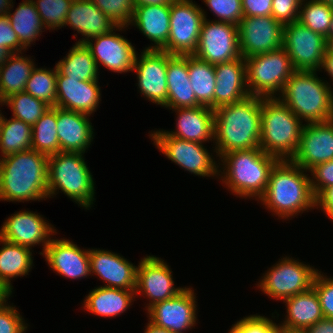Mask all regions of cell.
<instances>
[{
    "label": "cell",
    "mask_w": 333,
    "mask_h": 333,
    "mask_svg": "<svg viewBox=\"0 0 333 333\" xmlns=\"http://www.w3.org/2000/svg\"><path fill=\"white\" fill-rule=\"evenodd\" d=\"M49 156L33 149L0 159V201L31 202L48 198Z\"/></svg>",
    "instance_id": "3957f363"
},
{
    "label": "cell",
    "mask_w": 333,
    "mask_h": 333,
    "mask_svg": "<svg viewBox=\"0 0 333 333\" xmlns=\"http://www.w3.org/2000/svg\"><path fill=\"white\" fill-rule=\"evenodd\" d=\"M95 184L84 154L59 152L49 156L47 181L49 199L63 192L82 209L90 210L96 202Z\"/></svg>",
    "instance_id": "8992f818"
},
{
    "label": "cell",
    "mask_w": 333,
    "mask_h": 333,
    "mask_svg": "<svg viewBox=\"0 0 333 333\" xmlns=\"http://www.w3.org/2000/svg\"><path fill=\"white\" fill-rule=\"evenodd\" d=\"M324 1L326 3H328L329 5L333 6V0H321Z\"/></svg>",
    "instance_id": "003e7915"
},
{
    "label": "cell",
    "mask_w": 333,
    "mask_h": 333,
    "mask_svg": "<svg viewBox=\"0 0 333 333\" xmlns=\"http://www.w3.org/2000/svg\"><path fill=\"white\" fill-rule=\"evenodd\" d=\"M283 48L295 70L320 73L327 51V39L296 21L283 26Z\"/></svg>",
    "instance_id": "7c38bea8"
},
{
    "label": "cell",
    "mask_w": 333,
    "mask_h": 333,
    "mask_svg": "<svg viewBox=\"0 0 333 333\" xmlns=\"http://www.w3.org/2000/svg\"><path fill=\"white\" fill-rule=\"evenodd\" d=\"M32 126L11 116L3 115L0 125V159L32 149Z\"/></svg>",
    "instance_id": "8d00e7d4"
},
{
    "label": "cell",
    "mask_w": 333,
    "mask_h": 333,
    "mask_svg": "<svg viewBox=\"0 0 333 333\" xmlns=\"http://www.w3.org/2000/svg\"><path fill=\"white\" fill-rule=\"evenodd\" d=\"M0 246H2L0 247V289L11 296L14 291L11 281L29 275L34 266L33 250L8 242L1 237Z\"/></svg>",
    "instance_id": "1f68e13d"
},
{
    "label": "cell",
    "mask_w": 333,
    "mask_h": 333,
    "mask_svg": "<svg viewBox=\"0 0 333 333\" xmlns=\"http://www.w3.org/2000/svg\"><path fill=\"white\" fill-rule=\"evenodd\" d=\"M205 9L193 0H174L170 8V31L161 49L171 55H193L198 47Z\"/></svg>",
    "instance_id": "8fae6325"
},
{
    "label": "cell",
    "mask_w": 333,
    "mask_h": 333,
    "mask_svg": "<svg viewBox=\"0 0 333 333\" xmlns=\"http://www.w3.org/2000/svg\"><path fill=\"white\" fill-rule=\"evenodd\" d=\"M244 60L249 93L263 98L278 97L287 80L296 71L283 47Z\"/></svg>",
    "instance_id": "ba28073f"
},
{
    "label": "cell",
    "mask_w": 333,
    "mask_h": 333,
    "mask_svg": "<svg viewBox=\"0 0 333 333\" xmlns=\"http://www.w3.org/2000/svg\"><path fill=\"white\" fill-rule=\"evenodd\" d=\"M57 69L36 67L33 69L25 87V92L45 102L50 107L56 104Z\"/></svg>",
    "instance_id": "60d3db41"
},
{
    "label": "cell",
    "mask_w": 333,
    "mask_h": 333,
    "mask_svg": "<svg viewBox=\"0 0 333 333\" xmlns=\"http://www.w3.org/2000/svg\"><path fill=\"white\" fill-rule=\"evenodd\" d=\"M327 51L333 55V37L327 38Z\"/></svg>",
    "instance_id": "94428289"
},
{
    "label": "cell",
    "mask_w": 333,
    "mask_h": 333,
    "mask_svg": "<svg viewBox=\"0 0 333 333\" xmlns=\"http://www.w3.org/2000/svg\"><path fill=\"white\" fill-rule=\"evenodd\" d=\"M281 333H305L304 331H292L281 329Z\"/></svg>",
    "instance_id": "e7e4bbea"
},
{
    "label": "cell",
    "mask_w": 333,
    "mask_h": 333,
    "mask_svg": "<svg viewBox=\"0 0 333 333\" xmlns=\"http://www.w3.org/2000/svg\"><path fill=\"white\" fill-rule=\"evenodd\" d=\"M286 315L278 327L284 330L304 331L324 318L316 291L310 290L283 300Z\"/></svg>",
    "instance_id": "f546056e"
},
{
    "label": "cell",
    "mask_w": 333,
    "mask_h": 333,
    "mask_svg": "<svg viewBox=\"0 0 333 333\" xmlns=\"http://www.w3.org/2000/svg\"><path fill=\"white\" fill-rule=\"evenodd\" d=\"M201 106L191 88L188 55L167 52V103L164 108L177 109Z\"/></svg>",
    "instance_id": "f1b7e54d"
},
{
    "label": "cell",
    "mask_w": 333,
    "mask_h": 333,
    "mask_svg": "<svg viewBox=\"0 0 333 333\" xmlns=\"http://www.w3.org/2000/svg\"><path fill=\"white\" fill-rule=\"evenodd\" d=\"M171 4L135 6L130 27L134 26L150 40L144 49L161 50L168 41Z\"/></svg>",
    "instance_id": "83f0119b"
},
{
    "label": "cell",
    "mask_w": 333,
    "mask_h": 333,
    "mask_svg": "<svg viewBox=\"0 0 333 333\" xmlns=\"http://www.w3.org/2000/svg\"><path fill=\"white\" fill-rule=\"evenodd\" d=\"M0 46L11 53L26 52V49L19 43L18 36L12 29L7 15L0 17Z\"/></svg>",
    "instance_id": "f907efd6"
},
{
    "label": "cell",
    "mask_w": 333,
    "mask_h": 333,
    "mask_svg": "<svg viewBox=\"0 0 333 333\" xmlns=\"http://www.w3.org/2000/svg\"><path fill=\"white\" fill-rule=\"evenodd\" d=\"M172 273L167 262L155 255H146L138 262L135 295L149 301L145 311L155 303L175 297L185 288L175 286Z\"/></svg>",
    "instance_id": "9a60e30c"
},
{
    "label": "cell",
    "mask_w": 333,
    "mask_h": 333,
    "mask_svg": "<svg viewBox=\"0 0 333 333\" xmlns=\"http://www.w3.org/2000/svg\"><path fill=\"white\" fill-rule=\"evenodd\" d=\"M13 0H0V17L6 16L11 9Z\"/></svg>",
    "instance_id": "6f0895ef"
},
{
    "label": "cell",
    "mask_w": 333,
    "mask_h": 333,
    "mask_svg": "<svg viewBox=\"0 0 333 333\" xmlns=\"http://www.w3.org/2000/svg\"><path fill=\"white\" fill-rule=\"evenodd\" d=\"M11 54L12 53L10 51L0 46V67L5 64Z\"/></svg>",
    "instance_id": "91938a15"
},
{
    "label": "cell",
    "mask_w": 333,
    "mask_h": 333,
    "mask_svg": "<svg viewBox=\"0 0 333 333\" xmlns=\"http://www.w3.org/2000/svg\"><path fill=\"white\" fill-rule=\"evenodd\" d=\"M333 160V119L305 124L299 148L291 161L311 171L315 166Z\"/></svg>",
    "instance_id": "ffe728a7"
},
{
    "label": "cell",
    "mask_w": 333,
    "mask_h": 333,
    "mask_svg": "<svg viewBox=\"0 0 333 333\" xmlns=\"http://www.w3.org/2000/svg\"><path fill=\"white\" fill-rule=\"evenodd\" d=\"M46 31L64 28V22L73 0H31Z\"/></svg>",
    "instance_id": "b9f144b4"
},
{
    "label": "cell",
    "mask_w": 333,
    "mask_h": 333,
    "mask_svg": "<svg viewBox=\"0 0 333 333\" xmlns=\"http://www.w3.org/2000/svg\"><path fill=\"white\" fill-rule=\"evenodd\" d=\"M32 149L47 156L61 152L57 135L56 107L49 110L32 126Z\"/></svg>",
    "instance_id": "74e56055"
},
{
    "label": "cell",
    "mask_w": 333,
    "mask_h": 333,
    "mask_svg": "<svg viewBox=\"0 0 333 333\" xmlns=\"http://www.w3.org/2000/svg\"><path fill=\"white\" fill-rule=\"evenodd\" d=\"M99 84L98 80L80 81V79L62 76L57 72L55 107L93 115L102 101Z\"/></svg>",
    "instance_id": "603a6c76"
},
{
    "label": "cell",
    "mask_w": 333,
    "mask_h": 333,
    "mask_svg": "<svg viewBox=\"0 0 333 333\" xmlns=\"http://www.w3.org/2000/svg\"><path fill=\"white\" fill-rule=\"evenodd\" d=\"M317 72L296 70L277 97L304 124L333 119V88Z\"/></svg>",
    "instance_id": "5b68a950"
},
{
    "label": "cell",
    "mask_w": 333,
    "mask_h": 333,
    "mask_svg": "<svg viewBox=\"0 0 333 333\" xmlns=\"http://www.w3.org/2000/svg\"><path fill=\"white\" fill-rule=\"evenodd\" d=\"M261 96L249 95L214 110L216 159L235 150L258 148L261 135ZM218 157V158H217Z\"/></svg>",
    "instance_id": "6da1fadb"
},
{
    "label": "cell",
    "mask_w": 333,
    "mask_h": 333,
    "mask_svg": "<svg viewBox=\"0 0 333 333\" xmlns=\"http://www.w3.org/2000/svg\"><path fill=\"white\" fill-rule=\"evenodd\" d=\"M55 67L60 75L68 78L80 81L99 80L100 71L85 43H75Z\"/></svg>",
    "instance_id": "e575fe53"
},
{
    "label": "cell",
    "mask_w": 333,
    "mask_h": 333,
    "mask_svg": "<svg viewBox=\"0 0 333 333\" xmlns=\"http://www.w3.org/2000/svg\"><path fill=\"white\" fill-rule=\"evenodd\" d=\"M71 27L83 37L75 43H86L96 36L108 34L117 25L90 0H73L64 27Z\"/></svg>",
    "instance_id": "d4e9b609"
},
{
    "label": "cell",
    "mask_w": 333,
    "mask_h": 333,
    "mask_svg": "<svg viewBox=\"0 0 333 333\" xmlns=\"http://www.w3.org/2000/svg\"><path fill=\"white\" fill-rule=\"evenodd\" d=\"M302 0H273L272 16L283 25L298 21Z\"/></svg>",
    "instance_id": "c3c4849f"
},
{
    "label": "cell",
    "mask_w": 333,
    "mask_h": 333,
    "mask_svg": "<svg viewBox=\"0 0 333 333\" xmlns=\"http://www.w3.org/2000/svg\"><path fill=\"white\" fill-rule=\"evenodd\" d=\"M14 3L7 16L19 43L27 50L45 31V26L31 0H23L13 12ZM13 12V13H11ZM44 30V31H42Z\"/></svg>",
    "instance_id": "836d02e7"
},
{
    "label": "cell",
    "mask_w": 333,
    "mask_h": 333,
    "mask_svg": "<svg viewBox=\"0 0 333 333\" xmlns=\"http://www.w3.org/2000/svg\"><path fill=\"white\" fill-rule=\"evenodd\" d=\"M135 299V290L98 286L90 290L81 307L95 316L114 318L130 309Z\"/></svg>",
    "instance_id": "4dcf8cb0"
},
{
    "label": "cell",
    "mask_w": 333,
    "mask_h": 333,
    "mask_svg": "<svg viewBox=\"0 0 333 333\" xmlns=\"http://www.w3.org/2000/svg\"><path fill=\"white\" fill-rule=\"evenodd\" d=\"M88 249H81L67 238H52L42 254L49 268L71 280L91 276Z\"/></svg>",
    "instance_id": "7402d4cb"
},
{
    "label": "cell",
    "mask_w": 333,
    "mask_h": 333,
    "mask_svg": "<svg viewBox=\"0 0 333 333\" xmlns=\"http://www.w3.org/2000/svg\"><path fill=\"white\" fill-rule=\"evenodd\" d=\"M210 12L221 21L239 25L243 16L242 0H203Z\"/></svg>",
    "instance_id": "f6af8a7d"
},
{
    "label": "cell",
    "mask_w": 333,
    "mask_h": 333,
    "mask_svg": "<svg viewBox=\"0 0 333 333\" xmlns=\"http://www.w3.org/2000/svg\"><path fill=\"white\" fill-rule=\"evenodd\" d=\"M1 106H4V101H2V100H0V108H1ZM3 113H2V111L0 110V125H1V122H2V118H3Z\"/></svg>",
    "instance_id": "03108f58"
},
{
    "label": "cell",
    "mask_w": 333,
    "mask_h": 333,
    "mask_svg": "<svg viewBox=\"0 0 333 333\" xmlns=\"http://www.w3.org/2000/svg\"><path fill=\"white\" fill-rule=\"evenodd\" d=\"M294 257L285 256L268 268L257 282V288L268 298L283 301L310 290L319 271L315 266L304 264Z\"/></svg>",
    "instance_id": "30bf717a"
},
{
    "label": "cell",
    "mask_w": 333,
    "mask_h": 333,
    "mask_svg": "<svg viewBox=\"0 0 333 333\" xmlns=\"http://www.w3.org/2000/svg\"><path fill=\"white\" fill-rule=\"evenodd\" d=\"M304 125L279 98H262L259 148L279 160H291Z\"/></svg>",
    "instance_id": "52a82bcc"
},
{
    "label": "cell",
    "mask_w": 333,
    "mask_h": 333,
    "mask_svg": "<svg viewBox=\"0 0 333 333\" xmlns=\"http://www.w3.org/2000/svg\"><path fill=\"white\" fill-rule=\"evenodd\" d=\"M23 52L12 53L5 64L0 67V99L25 91L26 83L37 66L32 57Z\"/></svg>",
    "instance_id": "d6a6232c"
},
{
    "label": "cell",
    "mask_w": 333,
    "mask_h": 333,
    "mask_svg": "<svg viewBox=\"0 0 333 333\" xmlns=\"http://www.w3.org/2000/svg\"><path fill=\"white\" fill-rule=\"evenodd\" d=\"M307 172L310 173L291 160H279L272 168L266 191L258 202L283 220L315 209L316 198Z\"/></svg>",
    "instance_id": "7a4b0ae2"
},
{
    "label": "cell",
    "mask_w": 333,
    "mask_h": 333,
    "mask_svg": "<svg viewBox=\"0 0 333 333\" xmlns=\"http://www.w3.org/2000/svg\"><path fill=\"white\" fill-rule=\"evenodd\" d=\"M4 105L9 107L14 118L31 126L51 108L25 91L9 96L4 100Z\"/></svg>",
    "instance_id": "ab89813d"
},
{
    "label": "cell",
    "mask_w": 333,
    "mask_h": 333,
    "mask_svg": "<svg viewBox=\"0 0 333 333\" xmlns=\"http://www.w3.org/2000/svg\"><path fill=\"white\" fill-rule=\"evenodd\" d=\"M311 189L315 198L333 185V160L315 166L311 171Z\"/></svg>",
    "instance_id": "681fc988"
},
{
    "label": "cell",
    "mask_w": 333,
    "mask_h": 333,
    "mask_svg": "<svg viewBox=\"0 0 333 333\" xmlns=\"http://www.w3.org/2000/svg\"><path fill=\"white\" fill-rule=\"evenodd\" d=\"M7 297L0 304V333H26L28 324L16 308V305L8 303Z\"/></svg>",
    "instance_id": "bcb514c9"
},
{
    "label": "cell",
    "mask_w": 333,
    "mask_h": 333,
    "mask_svg": "<svg viewBox=\"0 0 333 333\" xmlns=\"http://www.w3.org/2000/svg\"><path fill=\"white\" fill-rule=\"evenodd\" d=\"M7 297H10V295H9L7 292H5V291H3V290L0 289V304H1V303H2Z\"/></svg>",
    "instance_id": "6125c7cd"
},
{
    "label": "cell",
    "mask_w": 333,
    "mask_h": 333,
    "mask_svg": "<svg viewBox=\"0 0 333 333\" xmlns=\"http://www.w3.org/2000/svg\"><path fill=\"white\" fill-rule=\"evenodd\" d=\"M322 69L324 70V72L327 73L328 77H330L329 79L332 80L330 82H333V55L330 54L328 51H326V54L324 56L320 72H322Z\"/></svg>",
    "instance_id": "11a10c76"
},
{
    "label": "cell",
    "mask_w": 333,
    "mask_h": 333,
    "mask_svg": "<svg viewBox=\"0 0 333 333\" xmlns=\"http://www.w3.org/2000/svg\"><path fill=\"white\" fill-rule=\"evenodd\" d=\"M4 221L0 228L2 239L30 249L41 245L40 255L44 253L53 236L58 234L54 225L43 215L30 210L14 212Z\"/></svg>",
    "instance_id": "2e32d148"
},
{
    "label": "cell",
    "mask_w": 333,
    "mask_h": 333,
    "mask_svg": "<svg viewBox=\"0 0 333 333\" xmlns=\"http://www.w3.org/2000/svg\"><path fill=\"white\" fill-rule=\"evenodd\" d=\"M149 133L155 148L184 171L202 178H219V160L216 161L212 155L216 153H210L204 143L172 137L164 129Z\"/></svg>",
    "instance_id": "9c48e42d"
},
{
    "label": "cell",
    "mask_w": 333,
    "mask_h": 333,
    "mask_svg": "<svg viewBox=\"0 0 333 333\" xmlns=\"http://www.w3.org/2000/svg\"><path fill=\"white\" fill-rule=\"evenodd\" d=\"M90 273L101 279L104 287L135 290L138 265L111 250L91 248L89 251Z\"/></svg>",
    "instance_id": "44dd1931"
},
{
    "label": "cell",
    "mask_w": 333,
    "mask_h": 333,
    "mask_svg": "<svg viewBox=\"0 0 333 333\" xmlns=\"http://www.w3.org/2000/svg\"><path fill=\"white\" fill-rule=\"evenodd\" d=\"M132 72L142 97L160 107L167 103V52L143 49L136 54Z\"/></svg>",
    "instance_id": "e0dca14e"
},
{
    "label": "cell",
    "mask_w": 333,
    "mask_h": 333,
    "mask_svg": "<svg viewBox=\"0 0 333 333\" xmlns=\"http://www.w3.org/2000/svg\"><path fill=\"white\" fill-rule=\"evenodd\" d=\"M227 333H281V329L275 320L256 313L236 321Z\"/></svg>",
    "instance_id": "ee69618b"
},
{
    "label": "cell",
    "mask_w": 333,
    "mask_h": 333,
    "mask_svg": "<svg viewBox=\"0 0 333 333\" xmlns=\"http://www.w3.org/2000/svg\"><path fill=\"white\" fill-rule=\"evenodd\" d=\"M312 288L318 295L324 318L333 319V277L318 271Z\"/></svg>",
    "instance_id": "7dc6e473"
},
{
    "label": "cell",
    "mask_w": 333,
    "mask_h": 333,
    "mask_svg": "<svg viewBox=\"0 0 333 333\" xmlns=\"http://www.w3.org/2000/svg\"><path fill=\"white\" fill-rule=\"evenodd\" d=\"M315 208L323 211L333 222V185L325 188L316 197Z\"/></svg>",
    "instance_id": "f5cc1de1"
},
{
    "label": "cell",
    "mask_w": 333,
    "mask_h": 333,
    "mask_svg": "<svg viewBox=\"0 0 333 333\" xmlns=\"http://www.w3.org/2000/svg\"><path fill=\"white\" fill-rule=\"evenodd\" d=\"M144 333H172L166 329L156 327L151 322L146 323Z\"/></svg>",
    "instance_id": "680465c9"
},
{
    "label": "cell",
    "mask_w": 333,
    "mask_h": 333,
    "mask_svg": "<svg viewBox=\"0 0 333 333\" xmlns=\"http://www.w3.org/2000/svg\"><path fill=\"white\" fill-rule=\"evenodd\" d=\"M278 161L259 147L231 151L219 159L218 179L236 197L258 201L264 195L270 172Z\"/></svg>",
    "instance_id": "277c9868"
},
{
    "label": "cell",
    "mask_w": 333,
    "mask_h": 333,
    "mask_svg": "<svg viewBox=\"0 0 333 333\" xmlns=\"http://www.w3.org/2000/svg\"><path fill=\"white\" fill-rule=\"evenodd\" d=\"M188 72L191 88L195 92L198 103L214 110L216 84L214 65L194 55H188Z\"/></svg>",
    "instance_id": "d590c367"
},
{
    "label": "cell",
    "mask_w": 333,
    "mask_h": 333,
    "mask_svg": "<svg viewBox=\"0 0 333 333\" xmlns=\"http://www.w3.org/2000/svg\"><path fill=\"white\" fill-rule=\"evenodd\" d=\"M333 16V6L321 0H302L298 21L328 38L331 19Z\"/></svg>",
    "instance_id": "f35d334b"
},
{
    "label": "cell",
    "mask_w": 333,
    "mask_h": 333,
    "mask_svg": "<svg viewBox=\"0 0 333 333\" xmlns=\"http://www.w3.org/2000/svg\"><path fill=\"white\" fill-rule=\"evenodd\" d=\"M273 0H242L243 16L272 15Z\"/></svg>",
    "instance_id": "816d5d0a"
},
{
    "label": "cell",
    "mask_w": 333,
    "mask_h": 333,
    "mask_svg": "<svg viewBox=\"0 0 333 333\" xmlns=\"http://www.w3.org/2000/svg\"><path fill=\"white\" fill-rule=\"evenodd\" d=\"M193 287H186L175 297L155 303L147 311L148 321L172 333H186L197 324V299Z\"/></svg>",
    "instance_id": "5bb4252c"
},
{
    "label": "cell",
    "mask_w": 333,
    "mask_h": 333,
    "mask_svg": "<svg viewBox=\"0 0 333 333\" xmlns=\"http://www.w3.org/2000/svg\"><path fill=\"white\" fill-rule=\"evenodd\" d=\"M135 6L171 4L174 0H133Z\"/></svg>",
    "instance_id": "9f6ffc18"
},
{
    "label": "cell",
    "mask_w": 333,
    "mask_h": 333,
    "mask_svg": "<svg viewBox=\"0 0 333 333\" xmlns=\"http://www.w3.org/2000/svg\"><path fill=\"white\" fill-rule=\"evenodd\" d=\"M283 26L272 15L244 16L238 25L242 57L245 59L283 47Z\"/></svg>",
    "instance_id": "ac0fdd59"
},
{
    "label": "cell",
    "mask_w": 333,
    "mask_h": 333,
    "mask_svg": "<svg viewBox=\"0 0 333 333\" xmlns=\"http://www.w3.org/2000/svg\"><path fill=\"white\" fill-rule=\"evenodd\" d=\"M127 27L117 26L108 34L89 39L85 45L90 49L98 70L103 66L109 71L120 74L132 72L136 48L116 31H126Z\"/></svg>",
    "instance_id": "d6986e66"
},
{
    "label": "cell",
    "mask_w": 333,
    "mask_h": 333,
    "mask_svg": "<svg viewBox=\"0 0 333 333\" xmlns=\"http://www.w3.org/2000/svg\"><path fill=\"white\" fill-rule=\"evenodd\" d=\"M214 110L232 104L250 95L246 81V65L243 57L214 65Z\"/></svg>",
    "instance_id": "484cf974"
},
{
    "label": "cell",
    "mask_w": 333,
    "mask_h": 333,
    "mask_svg": "<svg viewBox=\"0 0 333 333\" xmlns=\"http://www.w3.org/2000/svg\"><path fill=\"white\" fill-rule=\"evenodd\" d=\"M305 333H333V319L323 318L311 327L304 330Z\"/></svg>",
    "instance_id": "db71d44e"
},
{
    "label": "cell",
    "mask_w": 333,
    "mask_h": 333,
    "mask_svg": "<svg viewBox=\"0 0 333 333\" xmlns=\"http://www.w3.org/2000/svg\"><path fill=\"white\" fill-rule=\"evenodd\" d=\"M328 37H333V16H332V19H331V24H330V28H329Z\"/></svg>",
    "instance_id": "be15d7a7"
},
{
    "label": "cell",
    "mask_w": 333,
    "mask_h": 333,
    "mask_svg": "<svg viewBox=\"0 0 333 333\" xmlns=\"http://www.w3.org/2000/svg\"><path fill=\"white\" fill-rule=\"evenodd\" d=\"M56 117L61 152L87 153L95 136L90 115L56 107Z\"/></svg>",
    "instance_id": "cb8c5ba5"
},
{
    "label": "cell",
    "mask_w": 333,
    "mask_h": 333,
    "mask_svg": "<svg viewBox=\"0 0 333 333\" xmlns=\"http://www.w3.org/2000/svg\"><path fill=\"white\" fill-rule=\"evenodd\" d=\"M204 18L198 47L193 55L213 65L241 58L238 26Z\"/></svg>",
    "instance_id": "4fadbf2b"
},
{
    "label": "cell",
    "mask_w": 333,
    "mask_h": 333,
    "mask_svg": "<svg viewBox=\"0 0 333 333\" xmlns=\"http://www.w3.org/2000/svg\"><path fill=\"white\" fill-rule=\"evenodd\" d=\"M176 114L175 130L165 132L182 140L214 142V110L205 106L169 109Z\"/></svg>",
    "instance_id": "4316f807"
},
{
    "label": "cell",
    "mask_w": 333,
    "mask_h": 333,
    "mask_svg": "<svg viewBox=\"0 0 333 333\" xmlns=\"http://www.w3.org/2000/svg\"><path fill=\"white\" fill-rule=\"evenodd\" d=\"M117 26L129 28L135 4L133 0H90Z\"/></svg>",
    "instance_id": "7bdbcfd3"
}]
</instances>
